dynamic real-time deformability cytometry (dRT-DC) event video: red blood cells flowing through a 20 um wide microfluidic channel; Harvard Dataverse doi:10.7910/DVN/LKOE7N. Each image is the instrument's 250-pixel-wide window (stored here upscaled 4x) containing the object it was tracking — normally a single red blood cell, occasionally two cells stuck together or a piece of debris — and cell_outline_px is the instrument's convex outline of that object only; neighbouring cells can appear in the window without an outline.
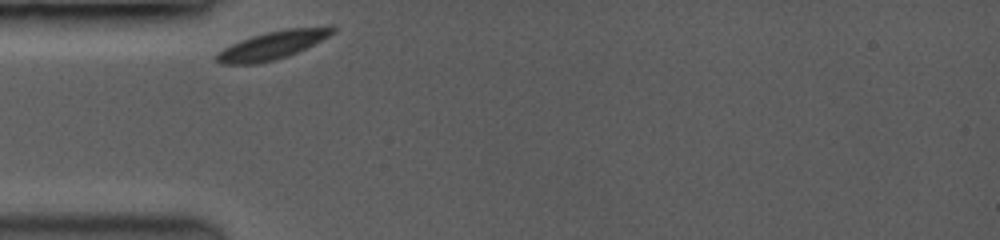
{"species": "common noctule bat (a hibernating species)", "species_latin": "Nyctalus noctula", "temperature_condition": "room temperature", "stored_images_in_passage": 4, "camera_frame_rate_fps": 3500, "um_per_image_px": 0.085, "animal": {"sex": "female", "body_mass_g": 19.0, "forearm_length_mm": 53.3}, "frame": {"image": 1, "passage_image": 1, "time_ms": 0.0, "image_size_px": [1000, 240], "cell_outline_px": [[336, 28], [328, 36], [288, 56], [276, 60], [256, 64], [220, 64], [216, 60], [216, 56], [224, 48], [232, 44], [252, 36], [268, 32], [288, 28], [328, 24], [332, 24]], "centroid_in_image_um": [23.21, 3.82], "position_along_channel_um": 61.8, "area_um2": 18.9}}